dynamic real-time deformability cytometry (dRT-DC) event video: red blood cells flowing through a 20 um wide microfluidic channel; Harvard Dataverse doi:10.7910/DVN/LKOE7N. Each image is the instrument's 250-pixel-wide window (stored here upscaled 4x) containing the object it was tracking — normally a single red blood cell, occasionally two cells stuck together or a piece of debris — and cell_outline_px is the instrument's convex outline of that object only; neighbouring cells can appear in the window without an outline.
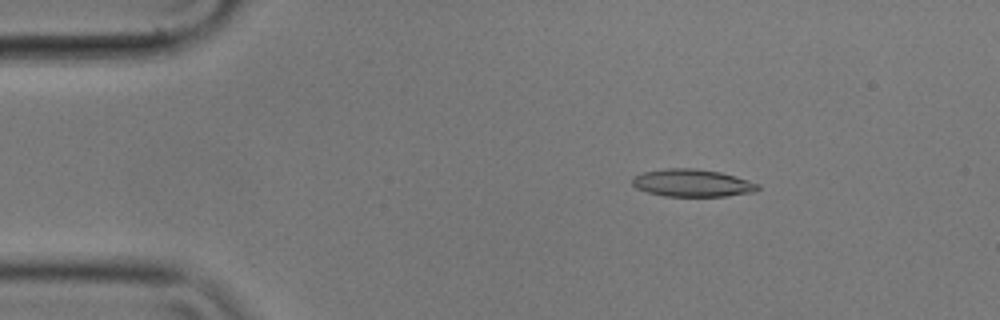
{"species": "common noctule bat (a hibernating species)", "species_latin": "Nyctalus noctula", "temperature_condition": "cold", "stored_images_in_passage": 56, "camera_frame_rate_fps": 3000, "um_per_image_px": 0.085, "animal": {"sex": "male", "body_mass_g": 17.9}, "frame": {"image": 1, "passage_image": 9, "time_ms": 2.667, "image_size_px": [1000, 320], "cell_outline_px": [[760, 188], [756, 192], [724, 196], [664, 196], [648, 192], [636, 188], [632, 184], [632, 176], [644, 172], [664, 168], [692, 168], [720, 172], [760, 184]], "centroid_in_image_um": [58.83, 15.55], "position_along_channel_um": 26.2, "area_um2": 20.11}}
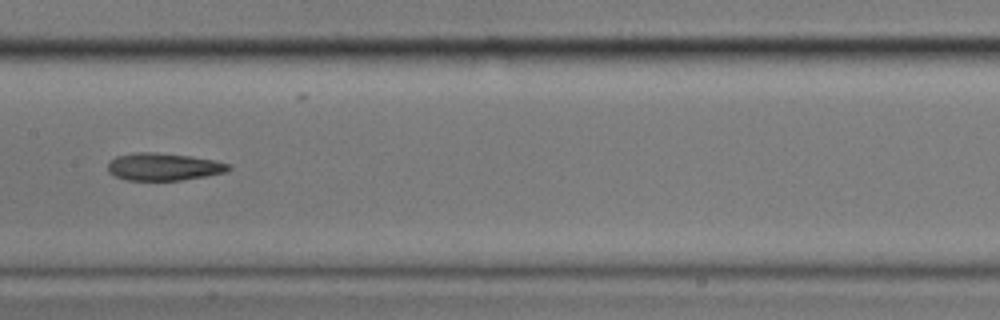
{"frame": {"image": 2, "passage_image": 28, "time_ms": 9.0, "image_size_px": [1000, 320], "cell_outline_px": [[232, 168], [224, 172], [204, 176], [180, 180], [124, 180], [108, 172], [108, 164], [116, 156], [136, 152], [156, 152], [192, 156], [212, 160], [228, 164]], "centroid_in_image_um": [13.87, 14.17], "position_along_channel_um": 193.5, "area_um2": 19.13}}
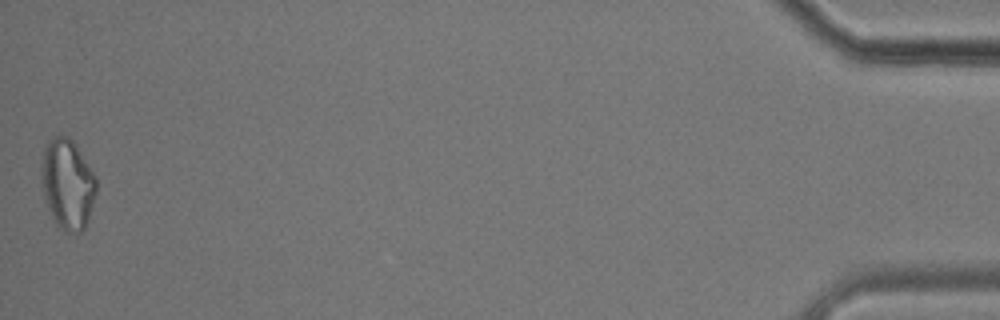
{"frame": {"image": 3, "passage_image": 56, "time_ms": 18.333, "image_size_px": [1000, 320], "cell_outline_px": [[96, 192], [84, 228], [80, 232], [64, 232], [56, 224], [44, 200], [40, 172], [44, 144], [52, 136], [68, 136], [76, 144], [96, 176]], "centroid_in_image_um": [5.71, 15.6], "position_along_channel_um": 429.5, "area_um2": 29.02}, "authors_computed_cell_mechanics": {"area_um2": 20.1144, "velocity_mm_per_s": 3.543, "shape_relaxation_time_tau1_ms": 5.8855, "shape_relaxation_time_tau2_ms": 8.0243, "deformation_change_tau1": 0.1336, "deformation_change_tau2": 0.2014}}